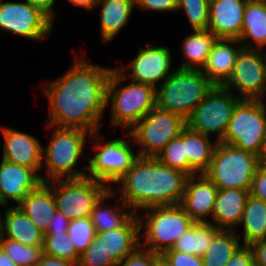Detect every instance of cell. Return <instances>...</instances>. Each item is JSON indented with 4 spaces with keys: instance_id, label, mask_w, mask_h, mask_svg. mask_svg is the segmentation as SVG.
Here are the masks:
<instances>
[{
    "instance_id": "6da1fadb",
    "label": "cell",
    "mask_w": 266,
    "mask_h": 266,
    "mask_svg": "<svg viewBox=\"0 0 266 266\" xmlns=\"http://www.w3.org/2000/svg\"><path fill=\"white\" fill-rule=\"evenodd\" d=\"M75 57L60 78L41 88L49 102L46 125L80 128L93 134L103 125L107 83L113 67L95 65L83 55Z\"/></svg>"
},
{
    "instance_id": "7a4b0ae2",
    "label": "cell",
    "mask_w": 266,
    "mask_h": 266,
    "mask_svg": "<svg viewBox=\"0 0 266 266\" xmlns=\"http://www.w3.org/2000/svg\"><path fill=\"white\" fill-rule=\"evenodd\" d=\"M187 177L155 157L139 156L114 183L113 186L117 184L119 191L112 190L131 210L140 214L139 209L179 205Z\"/></svg>"
},
{
    "instance_id": "3957f363",
    "label": "cell",
    "mask_w": 266,
    "mask_h": 266,
    "mask_svg": "<svg viewBox=\"0 0 266 266\" xmlns=\"http://www.w3.org/2000/svg\"><path fill=\"white\" fill-rule=\"evenodd\" d=\"M125 80L116 68L112 69L107 83L106 109L111 103L110 126L129 131L156 106V89L131 80L125 85Z\"/></svg>"
},
{
    "instance_id": "277c9868",
    "label": "cell",
    "mask_w": 266,
    "mask_h": 266,
    "mask_svg": "<svg viewBox=\"0 0 266 266\" xmlns=\"http://www.w3.org/2000/svg\"><path fill=\"white\" fill-rule=\"evenodd\" d=\"M53 129L48 145L42 147V182L55 179L82 178L86 176L87 166L77 170L75 168L81 156L85 153L87 139L91 133L80 128H67L46 125ZM87 138V139H86Z\"/></svg>"
},
{
    "instance_id": "5b68a950",
    "label": "cell",
    "mask_w": 266,
    "mask_h": 266,
    "mask_svg": "<svg viewBox=\"0 0 266 266\" xmlns=\"http://www.w3.org/2000/svg\"><path fill=\"white\" fill-rule=\"evenodd\" d=\"M213 86L201 70L177 68L156 88V106L187 120Z\"/></svg>"
},
{
    "instance_id": "8992f818",
    "label": "cell",
    "mask_w": 266,
    "mask_h": 266,
    "mask_svg": "<svg viewBox=\"0 0 266 266\" xmlns=\"http://www.w3.org/2000/svg\"><path fill=\"white\" fill-rule=\"evenodd\" d=\"M140 221V246L156 254L171 249L194 222L180 205L154 206L144 209ZM142 231V232H141Z\"/></svg>"
},
{
    "instance_id": "52a82bcc",
    "label": "cell",
    "mask_w": 266,
    "mask_h": 266,
    "mask_svg": "<svg viewBox=\"0 0 266 266\" xmlns=\"http://www.w3.org/2000/svg\"><path fill=\"white\" fill-rule=\"evenodd\" d=\"M259 165L257 155L217 142L209 168L204 174L218 189L235 188L249 191Z\"/></svg>"
},
{
    "instance_id": "ba28073f",
    "label": "cell",
    "mask_w": 266,
    "mask_h": 266,
    "mask_svg": "<svg viewBox=\"0 0 266 266\" xmlns=\"http://www.w3.org/2000/svg\"><path fill=\"white\" fill-rule=\"evenodd\" d=\"M100 134V131H96L90 136L96 152L92 158L85 156L89 161L86 176L113 188L111 185L132 166L139 155L132 149L129 131L125 133V139L121 137L108 141H104Z\"/></svg>"
},
{
    "instance_id": "9c48e42d",
    "label": "cell",
    "mask_w": 266,
    "mask_h": 266,
    "mask_svg": "<svg viewBox=\"0 0 266 266\" xmlns=\"http://www.w3.org/2000/svg\"><path fill=\"white\" fill-rule=\"evenodd\" d=\"M265 104L260 99H241L221 142L259 156L266 135Z\"/></svg>"
},
{
    "instance_id": "30bf717a",
    "label": "cell",
    "mask_w": 266,
    "mask_h": 266,
    "mask_svg": "<svg viewBox=\"0 0 266 266\" xmlns=\"http://www.w3.org/2000/svg\"><path fill=\"white\" fill-rule=\"evenodd\" d=\"M240 100L235 92L232 93L224 86L214 85L193 110L186 125L208 137L215 134L216 142H221L234 108Z\"/></svg>"
},
{
    "instance_id": "8fae6325",
    "label": "cell",
    "mask_w": 266,
    "mask_h": 266,
    "mask_svg": "<svg viewBox=\"0 0 266 266\" xmlns=\"http://www.w3.org/2000/svg\"><path fill=\"white\" fill-rule=\"evenodd\" d=\"M45 183L53 192L57 211L69 220L90 217L96 202L110 189L105 183L87 176Z\"/></svg>"
},
{
    "instance_id": "7c38bea8",
    "label": "cell",
    "mask_w": 266,
    "mask_h": 266,
    "mask_svg": "<svg viewBox=\"0 0 266 266\" xmlns=\"http://www.w3.org/2000/svg\"><path fill=\"white\" fill-rule=\"evenodd\" d=\"M185 126L181 116L155 106L129 132L139 156L155 157Z\"/></svg>"
},
{
    "instance_id": "4fadbf2b",
    "label": "cell",
    "mask_w": 266,
    "mask_h": 266,
    "mask_svg": "<svg viewBox=\"0 0 266 266\" xmlns=\"http://www.w3.org/2000/svg\"><path fill=\"white\" fill-rule=\"evenodd\" d=\"M53 21L39 8L25 1L0 3V29L15 36L42 41L50 36Z\"/></svg>"
},
{
    "instance_id": "5bb4252c",
    "label": "cell",
    "mask_w": 266,
    "mask_h": 266,
    "mask_svg": "<svg viewBox=\"0 0 266 266\" xmlns=\"http://www.w3.org/2000/svg\"><path fill=\"white\" fill-rule=\"evenodd\" d=\"M266 51L242 48L232 75L223 85L232 93L237 90L241 99L264 100V66Z\"/></svg>"
},
{
    "instance_id": "9a60e30c",
    "label": "cell",
    "mask_w": 266,
    "mask_h": 266,
    "mask_svg": "<svg viewBox=\"0 0 266 266\" xmlns=\"http://www.w3.org/2000/svg\"><path fill=\"white\" fill-rule=\"evenodd\" d=\"M138 54L127 65L115 67L125 79L149 84L155 89L157 83L163 82L173 71L172 54L167 46L149 43L147 47H140ZM127 69L131 72L126 73ZM130 78V79H129Z\"/></svg>"
},
{
    "instance_id": "2e32d148",
    "label": "cell",
    "mask_w": 266,
    "mask_h": 266,
    "mask_svg": "<svg viewBox=\"0 0 266 266\" xmlns=\"http://www.w3.org/2000/svg\"><path fill=\"white\" fill-rule=\"evenodd\" d=\"M218 190L204 173L191 175L186 179L179 205L194 223L211 222Z\"/></svg>"
},
{
    "instance_id": "e0dca14e",
    "label": "cell",
    "mask_w": 266,
    "mask_h": 266,
    "mask_svg": "<svg viewBox=\"0 0 266 266\" xmlns=\"http://www.w3.org/2000/svg\"><path fill=\"white\" fill-rule=\"evenodd\" d=\"M41 175L34 169L8 162H0V205L8 207V201L18 206L41 183Z\"/></svg>"
},
{
    "instance_id": "ac0fdd59",
    "label": "cell",
    "mask_w": 266,
    "mask_h": 266,
    "mask_svg": "<svg viewBox=\"0 0 266 266\" xmlns=\"http://www.w3.org/2000/svg\"><path fill=\"white\" fill-rule=\"evenodd\" d=\"M1 127L2 159L34 169L42 168V142L36 136L9 127Z\"/></svg>"
},
{
    "instance_id": "d6986e66",
    "label": "cell",
    "mask_w": 266,
    "mask_h": 266,
    "mask_svg": "<svg viewBox=\"0 0 266 266\" xmlns=\"http://www.w3.org/2000/svg\"><path fill=\"white\" fill-rule=\"evenodd\" d=\"M247 1L217 0L211 2L207 29L218 39L239 40Z\"/></svg>"
},
{
    "instance_id": "ffe728a7",
    "label": "cell",
    "mask_w": 266,
    "mask_h": 266,
    "mask_svg": "<svg viewBox=\"0 0 266 266\" xmlns=\"http://www.w3.org/2000/svg\"><path fill=\"white\" fill-rule=\"evenodd\" d=\"M102 242V249L117 264L140 246V221L134 213L121 227L95 235Z\"/></svg>"
},
{
    "instance_id": "44dd1931",
    "label": "cell",
    "mask_w": 266,
    "mask_h": 266,
    "mask_svg": "<svg viewBox=\"0 0 266 266\" xmlns=\"http://www.w3.org/2000/svg\"><path fill=\"white\" fill-rule=\"evenodd\" d=\"M242 48L238 39H217L201 70L202 73L213 85L223 86L232 75Z\"/></svg>"
},
{
    "instance_id": "7402d4cb",
    "label": "cell",
    "mask_w": 266,
    "mask_h": 266,
    "mask_svg": "<svg viewBox=\"0 0 266 266\" xmlns=\"http://www.w3.org/2000/svg\"><path fill=\"white\" fill-rule=\"evenodd\" d=\"M249 195L248 190L219 189L213 205L211 223L219 230L236 231L242 220L243 210Z\"/></svg>"
},
{
    "instance_id": "603a6c76",
    "label": "cell",
    "mask_w": 266,
    "mask_h": 266,
    "mask_svg": "<svg viewBox=\"0 0 266 266\" xmlns=\"http://www.w3.org/2000/svg\"><path fill=\"white\" fill-rule=\"evenodd\" d=\"M11 206L1 216L0 235L26 246H43L44 232L18 206Z\"/></svg>"
},
{
    "instance_id": "cb8c5ba5",
    "label": "cell",
    "mask_w": 266,
    "mask_h": 266,
    "mask_svg": "<svg viewBox=\"0 0 266 266\" xmlns=\"http://www.w3.org/2000/svg\"><path fill=\"white\" fill-rule=\"evenodd\" d=\"M101 40L110 43L128 24L136 8L135 0H99Z\"/></svg>"
},
{
    "instance_id": "d4e9b609",
    "label": "cell",
    "mask_w": 266,
    "mask_h": 266,
    "mask_svg": "<svg viewBox=\"0 0 266 266\" xmlns=\"http://www.w3.org/2000/svg\"><path fill=\"white\" fill-rule=\"evenodd\" d=\"M239 41L243 48L266 51V0L247 1Z\"/></svg>"
},
{
    "instance_id": "484cf974",
    "label": "cell",
    "mask_w": 266,
    "mask_h": 266,
    "mask_svg": "<svg viewBox=\"0 0 266 266\" xmlns=\"http://www.w3.org/2000/svg\"><path fill=\"white\" fill-rule=\"evenodd\" d=\"M18 207L44 233L47 231L50 220L57 211L53 192L45 182H42L35 190L29 192Z\"/></svg>"
},
{
    "instance_id": "4316f807",
    "label": "cell",
    "mask_w": 266,
    "mask_h": 266,
    "mask_svg": "<svg viewBox=\"0 0 266 266\" xmlns=\"http://www.w3.org/2000/svg\"><path fill=\"white\" fill-rule=\"evenodd\" d=\"M185 145V155L188 161V177L204 173L210 165L216 140L191 130L187 125L179 134Z\"/></svg>"
},
{
    "instance_id": "83f0119b",
    "label": "cell",
    "mask_w": 266,
    "mask_h": 266,
    "mask_svg": "<svg viewBox=\"0 0 266 266\" xmlns=\"http://www.w3.org/2000/svg\"><path fill=\"white\" fill-rule=\"evenodd\" d=\"M115 193L110 188L105 192L101 198L96 202L91 212V221L95 227V231L104 232L121 227L135 212L130 210L119 197L117 198V205L110 207L107 203L109 199L114 198ZM107 203V204H106ZM120 203V205H119Z\"/></svg>"
},
{
    "instance_id": "f1b7e54d",
    "label": "cell",
    "mask_w": 266,
    "mask_h": 266,
    "mask_svg": "<svg viewBox=\"0 0 266 266\" xmlns=\"http://www.w3.org/2000/svg\"><path fill=\"white\" fill-rule=\"evenodd\" d=\"M218 38L210 30H192L181 44L184 57L177 68L202 70L213 44Z\"/></svg>"
},
{
    "instance_id": "f546056e",
    "label": "cell",
    "mask_w": 266,
    "mask_h": 266,
    "mask_svg": "<svg viewBox=\"0 0 266 266\" xmlns=\"http://www.w3.org/2000/svg\"><path fill=\"white\" fill-rule=\"evenodd\" d=\"M243 227V245L266 239V202L249 195L239 224Z\"/></svg>"
},
{
    "instance_id": "4dcf8cb0",
    "label": "cell",
    "mask_w": 266,
    "mask_h": 266,
    "mask_svg": "<svg viewBox=\"0 0 266 266\" xmlns=\"http://www.w3.org/2000/svg\"><path fill=\"white\" fill-rule=\"evenodd\" d=\"M220 230L211 222L193 223L175 242L172 250L203 257Z\"/></svg>"
},
{
    "instance_id": "1f68e13d",
    "label": "cell",
    "mask_w": 266,
    "mask_h": 266,
    "mask_svg": "<svg viewBox=\"0 0 266 266\" xmlns=\"http://www.w3.org/2000/svg\"><path fill=\"white\" fill-rule=\"evenodd\" d=\"M237 230H220L204 254L205 266H226L230 258L243 245Z\"/></svg>"
},
{
    "instance_id": "d6a6232c",
    "label": "cell",
    "mask_w": 266,
    "mask_h": 266,
    "mask_svg": "<svg viewBox=\"0 0 266 266\" xmlns=\"http://www.w3.org/2000/svg\"><path fill=\"white\" fill-rule=\"evenodd\" d=\"M43 253L45 255L67 260L77 265L79 254L69 237L68 232L44 233Z\"/></svg>"
},
{
    "instance_id": "836d02e7",
    "label": "cell",
    "mask_w": 266,
    "mask_h": 266,
    "mask_svg": "<svg viewBox=\"0 0 266 266\" xmlns=\"http://www.w3.org/2000/svg\"><path fill=\"white\" fill-rule=\"evenodd\" d=\"M43 246H26L18 241L0 235V248L18 266H37L43 253Z\"/></svg>"
},
{
    "instance_id": "e575fe53",
    "label": "cell",
    "mask_w": 266,
    "mask_h": 266,
    "mask_svg": "<svg viewBox=\"0 0 266 266\" xmlns=\"http://www.w3.org/2000/svg\"><path fill=\"white\" fill-rule=\"evenodd\" d=\"M155 158L161 163L172 169L179 170L188 176V161L185 155V145L180 135L170 140Z\"/></svg>"
},
{
    "instance_id": "d590c367",
    "label": "cell",
    "mask_w": 266,
    "mask_h": 266,
    "mask_svg": "<svg viewBox=\"0 0 266 266\" xmlns=\"http://www.w3.org/2000/svg\"><path fill=\"white\" fill-rule=\"evenodd\" d=\"M209 6L206 0H178L177 12L185 11L192 30H207Z\"/></svg>"
},
{
    "instance_id": "8d00e7d4",
    "label": "cell",
    "mask_w": 266,
    "mask_h": 266,
    "mask_svg": "<svg viewBox=\"0 0 266 266\" xmlns=\"http://www.w3.org/2000/svg\"><path fill=\"white\" fill-rule=\"evenodd\" d=\"M68 234L76 252L80 255L93 241L96 235L95 227L90 217L70 220Z\"/></svg>"
},
{
    "instance_id": "74e56055",
    "label": "cell",
    "mask_w": 266,
    "mask_h": 266,
    "mask_svg": "<svg viewBox=\"0 0 266 266\" xmlns=\"http://www.w3.org/2000/svg\"><path fill=\"white\" fill-rule=\"evenodd\" d=\"M116 264L105 254L102 242L95 236L86 250L79 255L76 266H115Z\"/></svg>"
},
{
    "instance_id": "f35d334b",
    "label": "cell",
    "mask_w": 266,
    "mask_h": 266,
    "mask_svg": "<svg viewBox=\"0 0 266 266\" xmlns=\"http://www.w3.org/2000/svg\"><path fill=\"white\" fill-rule=\"evenodd\" d=\"M155 253L139 246L115 266H153Z\"/></svg>"
},
{
    "instance_id": "ab89813d",
    "label": "cell",
    "mask_w": 266,
    "mask_h": 266,
    "mask_svg": "<svg viewBox=\"0 0 266 266\" xmlns=\"http://www.w3.org/2000/svg\"><path fill=\"white\" fill-rule=\"evenodd\" d=\"M136 8L141 11L177 12L178 0H135Z\"/></svg>"
},
{
    "instance_id": "60d3db41",
    "label": "cell",
    "mask_w": 266,
    "mask_h": 266,
    "mask_svg": "<svg viewBox=\"0 0 266 266\" xmlns=\"http://www.w3.org/2000/svg\"><path fill=\"white\" fill-rule=\"evenodd\" d=\"M163 255L168 259L172 266H205L203 258L188 253L166 250Z\"/></svg>"
},
{
    "instance_id": "b9f144b4",
    "label": "cell",
    "mask_w": 266,
    "mask_h": 266,
    "mask_svg": "<svg viewBox=\"0 0 266 266\" xmlns=\"http://www.w3.org/2000/svg\"><path fill=\"white\" fill-rule=\"evenodd\" d=\"M249 194L266 202V167L261 164L253 177Z\"/></svg>"
},
{
    "instance_id": "7bdbcfd3",
    "label": "cell",
    "mask_w": 266,
    "mask_h": 266,
    "mask_svg": "<svg viewBox=\"0 0 266 266\" xmlns=\"http://www.w3.org/2000/svg\"><path fill=\"white\" fill-rule=\"evenodd\" d=\"M226 266H254V257L251 247L242 245L230 258Z\"/></svg>"
},
{
    "instance_id": "ee69618b",
    "label": "cell",
    "mask_w": 266,
    "mask_h": 266,
    "mask_svg": "<svg viewBox=\"0 0 266 266\" xmlns=\"http://www.w3.org/2000/svg\"><path fill=\"white\" fill-rule=\"evenodd\" d=\"M70 220L61 212L56 211L50 220L49 227L45 233H62L68 232Z\"/></svg>"
},
{
    "instance_id": "f6af8a7d",
    "label": "cell",
    "mask_w": 266,
    "mask_h": 266,
    "mask_svg": "<svg viewBox=\"0 0 266 266\" xmlns=\"http://www.w3.org/2000/svg\"><path fill=\"white\" fill-rule=\"evenodd\" d=\"M33 5L34 7L39 8L44 12L53 22L56 19V11L53 8L56 0H23Z\"/></svg>"
},
{
    "instance_id": "bcb514c9",
    "label": "cell",
    "mask_w": 266,
    "mask_h": 266,
    "mask_svg": "<svg viewBox=\"0 0 266 266\" xmlns=\"http://www.w3.org/2000/svg\"><path fill=\"white\" fill-rule=\"evenodd\" d=\"M250 247L253 252L254 266H266V239L258 241Z\"/></svg>"
},
{
    "instance_id": "7dc6e473",
    "label": "cell",
    "mask_w": 266,
    "mask_h": 266,
    "mask_svg": "<svg viewBox=\"0 0 266 266\" xmlns=\"http://www.w3.org/2000/svg\"><path fill=\"white\" fill-rule=\"evenodd\" d=\"M37 266H76V265L64 259L54 258L43 254Z\"/></svg>"
},
{
    "instance_id": "c3c4849f",
    "label": "cell",
    "mask_w": 266,
    "mask_h": 266,
    "mask_svg": "<svg viewBox=\"0 0 266 266\" xmlns=\"http://www.w3.org/2000/svg\"><path fill=\"white\" fill-rule=\"evenodd\" d=\"M73 6L81 9H87L88 11L96 8L99 0H68Z\"/></svg>"
},
{
    "instance_id": "681fc988",
    "label": "cell",
    "mask_w": 266,
    "mask_h": 266,
    "mask_svg": "<svg viewBox=\"0 0 266 266\" xmlns=\"http://www.w3.org/2000/svg\"><path fill=\"white\" fill-rule=\"evenodd\" d=\"M0 266H18L6 252L0 248Z\"/></svg>"
},
{
    "instance_id": "f907efd6",
    "label": "cell",
    "mask_w": 266,
    "mask_h": 266,
    "mask_svg": "<svg viewBox=\"0 0 266 266\" xmlns=\"http://www.w3.org/2000/svg\"><path fill=\"white\" fill-rule=\"evenodd\" d=\"M153 266H172L168 259L163 254H156Z\"/></svg>"
},
{
    "instance_id": "816d5d0a",
    "label": "cell",
    "mask_w": 266,
    "mask_h": 266,
    "mask_svg": "<svg viewBox=\"0 0 266 266\" xmlns=\"http://www.w3.org/2000/svg\"><path fill=\"white\" fill-rule=\"evenodd\" d=\"M258 157L260 164L266 167V135L264 136L262 149Z\"/></svg>"
},
{
    "instance_id": "f5cc1de1",
    "label": "cell",
    "mask_w": 266,
    "mask_h": 266,
    "mask_svg": "<svg viewBox=\"0 0 266 266\" xmlns=\"http://www.w3.org/2000/svg\"><path fill=\"white\" fill-rule=\"evenodd\" d=\"M264 95H266V58H265V66H264Z\"/></svg>"
},
{
    "instance_id": "db71d44e",
    "label": "cell",
    "mask_w": 266,
    "mask_h": 266,
    "mask_svg": "<svg viewBox=\"0 0 266 266\" xmlns=\"http://www.w3.org/2000/svg\"><path fill=\"white\" fill-rule=\"evenodd\" d=\"M209 4L211 3V2H214V1H217V0H206Z\"/></svg>"
}]
</instances>
